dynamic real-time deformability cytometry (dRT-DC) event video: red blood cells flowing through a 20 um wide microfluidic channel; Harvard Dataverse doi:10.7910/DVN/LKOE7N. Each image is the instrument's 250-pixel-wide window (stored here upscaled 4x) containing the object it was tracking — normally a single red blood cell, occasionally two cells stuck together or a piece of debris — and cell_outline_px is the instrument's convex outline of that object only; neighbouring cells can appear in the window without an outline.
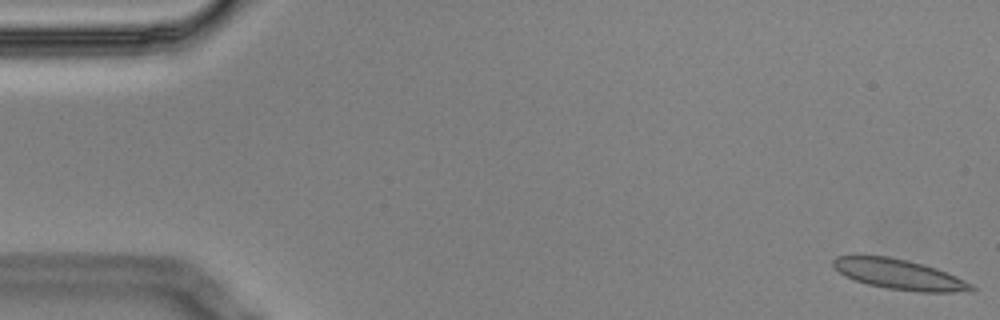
{"species": "Egyptian fruit bat (a non-hibernating species)", "species_latin": "Rousettus aegyptiacus", "temperature_condition": "cold", "stored_images_in_passage": 6, "camera_frame_rate_fps": 3000, "um_per_image_px": 0.085, "animal": {"sex": "male"}, "frame": {"image": 1, "passage_image": 1, "time_ms": 0.0, "image_size_px": [1000, 320], "cell_outline_px": [[976, 288], [952, 292], [916, 292], [888, 288], [868, 284], [844, 276], [832, 264], [832, 260], [836, 256], [856, 252], [888, 256], [908, 260], [924, 264], [936, 268], [956, 276], [972, 284]], "centroid_in_image_um": [76.31, 23.26], "position_along_channel_um": 8.7, "area_um2": 24.74}}